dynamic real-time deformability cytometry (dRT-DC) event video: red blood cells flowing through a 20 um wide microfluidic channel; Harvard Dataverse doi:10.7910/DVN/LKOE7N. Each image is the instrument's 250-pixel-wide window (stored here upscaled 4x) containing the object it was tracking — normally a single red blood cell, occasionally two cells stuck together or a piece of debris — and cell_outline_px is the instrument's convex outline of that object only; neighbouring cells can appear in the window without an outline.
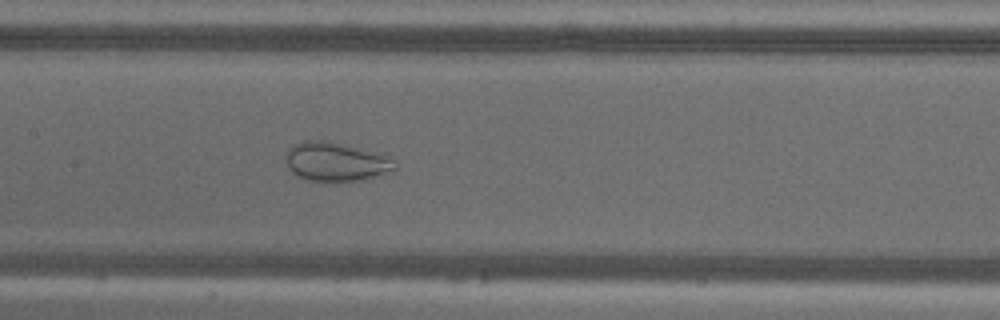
{"species": "common noctule bat (a hibernating species)", "species_latin": "Nyctalus noctula", "temperature_condition": "warm", "stored_images_in_passage": 55, "camera_frame_rate_fps": 3000, "um_per_image_px": 0.085, "animal": {"sex": "male", "body_mass_g": 18.8}, "frame": {"image": 1, "passage_image": 26, "time_ms": 8.333, "image_size_px": [1000, 320], "cell_outline_px": [[396, 172], [360, 180], [308, 180], [292, 172], [288, 168], [288, 148], [304, 140], [328, 140], [388, 156], [396, 164]], "centroid_in_image_um": [28.6, 13.74], "position_along_channel_um": 178.8, "area_um2": 24.33}}
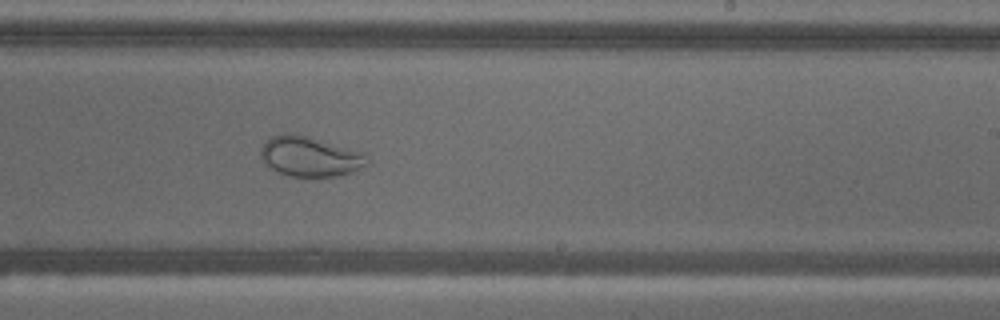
{"frame": {"image": 2, "passage_image": 33, "time_ms": 10.667, "image_size_px": [1000, 320], "cell_outline_px": [[372, 160], [368, 164], [352, 172], [336, 176], [292, 176], [280, 172], [272, 168], [260, 156], [260, 148], [264, 140], [272, 136], [292, 132], [364, 152]], "centroid_in_image_um": [26.38, 13.28], "position_along_channel_um": 262.6, "area_um2": 24.74}}
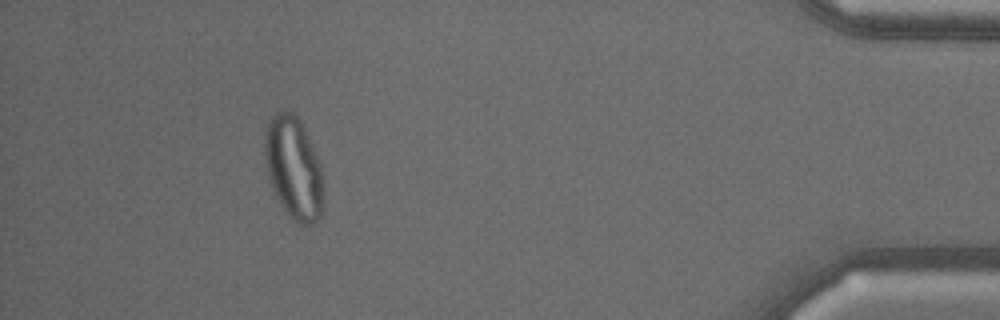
{"frame": {"image": 3, "passage_image": 50, "time_ms": 16.333, "image_size_px": [1000, 320], "cell_outline_px": [[324, 204], [320, 216], [312, 224], [300, 224], [292, 220], [288, 216], [280, 204], [268, 180], [264, 152], [264, 132], [272, 116], [276, 112], [284, 108], [292, 112], [300, 120], [304, 128], [320, 164], [324, 200]], "centroid_in_image_um": [24.94, 14.28], "position_along_channel_um": 410.3, "area_um2": 35.32}}